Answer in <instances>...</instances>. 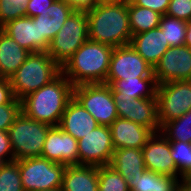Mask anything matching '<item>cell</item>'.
<instances>
[{"label":"cell","instance_id":"1","mask_svg":"<svg viewBox=\"0 0 191 191\" xmlns=\"http://www.w3.org/2000/svg\"><path fill=\"white\" fill-rule=\"evenodd\" d=\"M86 13L88 40L114 48L130 44L132 32L127 2H98Z\"/></svg>","mask_w":191,"mask_h":191},{"label":"cell","instance_id":"2","mask_svg":"<svg viewBox=\"0 0 191 191\" xmlns=\"http://www.w3.org/2000/svg\"><path fill=\"white\" fill-rule=\"evenodd\" d=\"M74 86L61 73L56 79L21 99V111L33 120L59 126Z\"/></svg>","mask_w":191,"mask_h":191},{"label":"cell","instance_id":"3","mask_svg":"<svg viewBox=\"0 0 191 191\" xmlns=\"http://www.w3.org/2000/svg\"><path fill=\"white\" fill-rule=\"evenodd\" d=\"M114 47L87 40L62 67L73 86L105 83Z\"/></svg>","mask_w":191,"mask_h":191},{"label":"cell","instance_id":"4","mask_svg":"<svg viewBox=\"0 0 191 191\" xmlns=\"http://www.w3.org/2000/svg\"><path fill=\"white\" fill-rule=\"evenodd\" d=\"M62 73V68L47 51L30 53L25 62L9 78L13 94L21 100L49 84Z\"/></svg>","mask_w":191,"mask_h":191},{"label":"cell","instance_id":"5","mask_svg":"<svg viewBox=\"0 0 191 191\" xmlns=\"http://www.w3.org/2000/svg\"><path fill=\"white\" fill-rule=\"evenodd\" d=\"M51 127L31 119L21 111L8 130L14 160L41 157Z\"/></svg>","mask_w":191,"mask_h":191},{"label":"cell","instance_id":"6","mask_svg":"<svg viewBox=\"0 0 191 191\" xmlns=\"http://www.w3.org/2000/svg\"><path fill=\"white\" fill-rule=\"evenodd\" d=\"M87 40V13L83 11H73L51 41L47 52L62 68Z\"/></svg>","mask_w":191,"mask_h":191},{"label":"cell","instance_id":"7","mask_svg":"<svg viewBox=\"0 0 191 191\" xmlns=\"http://www.w3.org/2000/svg\"><path fill=\"white\" fill-rule=\"evenodd\" d=\"M66 165L42 157L19 160V172L24 191L62 187Z\"/></svg>","mask_w":191,"mask_h":191},{"label":"cell","instance_id":"8","mask_svg":"<svg viewBox=\"0 0 191 191\" xmlns=\"http://www.w3.org/2000/svg\"><path fill=\"white\" fill-rule=\"evenodd\" d=\"M73 97L95 118L99 125L110 126L118 118L111 86L106 83L74 86Z\"/></svg>","mask_w":191,"mask_h":191},{"label":"cell","instance_id":"9","mask_svg":"<svg viewBox=\"0 0 191 191\" xmlns=\"http://www.w3.org/2000/svg\"><path fill=\"white\" fill-rule=\"evenodd\" d=\"M156 97L158 121L162 126L191 109V80L157 84Z\"/></svg>","mask_w":191,"mask_h":191},{"label":"cell","instance_id":"10","mask_svg":"<svg viewBox=\"0 0 191 191\" xmlns=\"http://www.w3.org/2000/svg\"><path fill=\"white\" fill-rule=\"evenodd\" d=\"M136 77H154L153 67L130 44L114 48L105 83L111 85L116 80Z\"/></svg>","mask_w":191,"mask_h":191},{"label":"cell","instance_id":"11","mask_svg":"<svg viewBox=\"0 0 191 191\" xmlns=\"http://www.w3.org/2000/svg\"><path fill=\"white\" fill-rule=\"evenodd\" d=\"M114 147L110 127L98 125L94 130L78 140L79 165H109Z\"/></svg>","mask_w":191,"mask_h":191},{"label":"cell","instance_id":"12","mask_svg":"<svg viewBox=\"0 0 191 191\" xmlns=\"http://www.w3.org/2000/svg\"><path fill=\"white\" fill-rule=\"evenodd\" d=\"M157 84L191 80V49L186 45L170 47L153 68Z\"/></svg>","mask_w":191,"mask_h":191},{"label":"cell","instance_id":"13","mask_svg":"<svg viewBox=\"0 0 191 191\" xmlns=\"http://www.w3.org/2000/svg\"><path fill=\"white\" fill-rule=\"evenodd\" d=\"M113 98L119 118L147 127L153 133L160 131L156 96L154 98Z\"/></svg>","mask_w":191,"mask_h":191},{"label":"cell","instance_id":"14","mask_svg":"<svg viewBox=\"0 0 191 191\" xmlns=\"http://www.w3.org/2000/svg\"><path fill=\"white\" fill-rule=\"evenodd\" d=\"M146 170L176 177V165L171 156L170 141L160 132H154L142 148Z\"/></svg>","mask_w":191,"mask_h":191},{"label":"cell","instance_id":"15","mask_svg":"<svg viewBox=\"0 0 191 191\" xmlns=\"http://www.w3.org/2000/svg\"><path fill=\"white\" fill-rule=\"evenodd\" d=\"M42 158L64 165H79L78 141L59 126H52L46 136Z\"/></svg>","mask_w":191,"mask_h":191},{"label":"cell","instance_id":"16","mask_svg":"<svg viewBox=\"0 0 191 191\" xmlns=\"http://www.w3.org/2000/svg\"><path fill=\"white\" fill-rule=\"evenodd\" d=\"M73 11L67 2L55 0L41 15L33 17L34 22L38 23L39 52L49 49L51 41Z\"/></svg>","mask_w":191,"mask_h":191},{"label":"cell","instance_id":"17","mask_svg":"<svg viewBox=\"0 0 191 191\" xmlns=\"http://www.w3.org/2000/svg\"><path fill=\"white\" fill-rule=\"evenodd\" d=\"M114 149L143 148L153 132L133 121L117 118L109 126Z\"/></svg>","mask_w":191,"mask_h":191},{"label":"cell","instance_id":"18","mask_svg":"<svg viewBox=\"0 0 191 191\" xmlns=\"http://www.w3.org/2000/svg\"><path fill=\"white\" fill-rule=\"evenodd\" d=\"M98 125L95 118L73 97L67 104L59 127L78 141Z\"/></svg>","mask_w":191,"mask_h":191},{"label":"cell","instance_id":"19","mask_svg":"<svg viewBox=\"0 0 191 191\" xmlns=\"http://www.w3.org/2000/svg\"><path fill=\"white\" fill-rule=\"evenodd\" d=\"M130 45L153 68L171 47L159 27L132 35Z\"/></svg>","mask_w":191,"mask_h":191},{"label":"cell","instance_id":"20","mask_svg":"<svg viewBox=\"0 0 191 191\" xmlns=\"http://www.w3.org/2000/svg\"><path fill=\"white\" fill-rule=\"evenodd\" d=\"M1 29L30 53L39 52L38 23L32 17L23 16L11 20Z\"/></svg>","mask_w":191,"mask_h":191},{"label":"cell","instance_id":"21","mask_svg":"<svg viewBox=\"0 0 191 191\" xmlns=\"http://www.w3.org/2000/svg\"><path fill=\"white\" fill-rule=\"evenodd\" d=\"M61 188L62 191H98V167L67 165Z\"/></svg>","mask_w":191,"mask_h":191},{"label":"cell","instance_id":"22","mask_svg":"<svg viewBox=\"0 0 191 191\" xmlns=\"http://www.w3.org/2000/svg\"><path fill=\"white\" fill-rule=\"evenodd\" d=\"M127 181H133L134 177L142 175L146 170L142 148H118L114 150L109 164Z\"/></svg>","mask_w":191,"mask_h":191},{"label":"cell","instance_id":"23","mask_svg":"<svg viewBox=\"0 0 191 191\" xmlns=\"http://www.w3.org/2000/svg\"><path fill=\"white\" fill-rule=\"evenodd\" d=\"M30 54L0 28V76L10 78Z\"/></svg>","mask_w":191,"mask_h":191},{"label":"cell","instance_id":"24","mask_svg":"<svg viewBox=\"0 0 191 191\" xmlns=\"http://www.w3.org/2000/svg\"><path fill=\"white\" fill-rule=\"evenodd\" d=\"M110 86L113 97L154 98L157 91L155 77L116 80Z\"/></svg>","mask_w":191,"mask_h":191},{"label":"cell","instance_id":"25","mask_svg":"<svg viewBox=\"0 0 191 191\" xmlns=\"http://www.w3.org/2000/svg\"><path fill=\"white\" fill-rule=\"evenodd\" d=\"M182 178L145 170L128 183L130 191H180Z\"/></svg>","mask_w":191,"mask_h":191},{"label":"cell","instance_id":"26","mask_svg":"<svg viewBox=\"0 0 191 191\" xmlns=\"http://www.w3.org/2000/svg\"><path fill=\"white\" fill-rule=\"evenodd\" d=\"M129 14V25L132 35L139 34L145 31L159 27L162 15L127 1Z\"/></svg>","mask_w":191,"mask_h":191},{"label":"cell","instance_id":"27","mask_svg":"<svg viewBox=\"0 0 191 191\" xmlns=\"http://www.w3.org/2000/svg\"><path fill=\"white\" fill-rule=\"evenodd\" d=\"M160 132L168 140L191 143V109L180 118L164 123Z\"/></svg>","mask_w":191,"mask_h":191},{"label":"cell","instance_id":"28","mask_svg":"<svg viewBox=\"0 0 191 191\" xmlns=\"http://www.w3.org/2000/svg\"><path fill=\"white\" fill-rule=\"evenodd\" d=\"M159 28L171 47L185 45L187 22L165 14L161 17Z\"/></svg>","mask_w":191,"mask_h":191},{"label":"cell","instance_id":"29","mask_svg":"<svg viewBox=\"0 0 191 191\" xmlns=\"http://www.w3.org/2000/svg\"><path fill=\"white\" fill-rule=\"evenodd\" d=\"M98 191H130L127 181L110 165L98 167Z\"/></svg>","mask_w":191,"mask_h":191},{"label":"cell","instance_id":"30","mask_svg":"<svg viewBox=\"0 0 191 191\" xmlns=\"http://www.w3.org/2000/svg\"><path fill=\"white\" fill-rule=\"evenodd\" d=\"M171 156L176 165V177L184 178L190 172L191 143L169 140Z\"/></svg>","mask_w":191,"mask_h":191},{"label":"cell","instance_id":"31","mask_svg":"<svg viewBox=\"0 0 191 191\" xmlns=\"http://www.w3.org/2000/svg\"><path fill=\"white\" fill-rule=\"evenodd\" d=\"M0 191H24L19 172V160L7 162L0 169Z\"/></svg>","mask_w":191,"mask_h":191},{"label":"cell","instance_id":"32","mask_svg":"<svg viewBox=\"0 0 191 191\" xmlns=\"http://www.w3.org/2000/svg\"><path fill=\"white\" fill-rule=\"evenodd\" d=\"M28 0H0V28L7 22L26 16Z\"/></svg>","mask_w":191,"mask_h":191},{"label":"cell","instance_id":"33","mask_svg":"<svg viewBox=\"0 0 191 191\" xmlns=\"http://www.w3.org/2000/svg\"><path fill=\"white\" fill-rule=\"evenodd\" d=\"M166 15L185 22L191 21V0H170Z\"/></svg>","mask_w":191,"mask_h":191},{"label":"cell","instance_id":"34","mask_svg":"<svg viewBox=\"0 0 191 191\" xmlns=\"http://www.w3.org/2000/svg\"><path fill=\"white\" fill-rule=\"evenodd\" d=\"M21 112V104L0 105V130L8 131L16 116Z\"/></svg>","mask_w":191,"mask_h":191},{"label":"cell","instance_id":"35","mask_svg":"<svg viewBox=\"0 0 191 191\" xmlns=\"http://www.w3.org/2000/svg\"><path fill=\"white\" fill-rule=\"evenodd\" d=\"M133 5L153 10L161 15H165L170 0H129Z\"/></svg>","mask_w":191,"mask_h":191},{"label":"cell","instance_id":"36","mask_svg":"<svg viewBox=\"0 0 191 191\" xmlns=\"http://www.w3.org/2000/svg\"><path fill=\"white\" fill-rule=\"evenodd\" d=\"M2 104H21V100L15 98L10 79L0 77V105Z\"/></svg>","mask_w":191,"mask_h":191},{"label":"cell","instance_id":"37","mask_svg":"<svg viewBox=\"0 0 191 191\" xmlns=\"http://www.w3.org/2000/svg\"><path fill=\"white\" fill-rule=\"evenodd\" d=\"M55 0H28L26 5V16L35 17L41 15L45 9H48Z\"/></svg>","mask_w":191,"mask_h":191},{"label":"cell","instance_id":"38","mask_svg":"<svg viewBox=\"0 0 191 191\" xmlns=\"http://www.w3.org/2000/svg\"><path fill=\"white\" fill-rule=\"evenodd\" d=\"M0 156L6 162L14 160V153L11 147L10 136L8 131L0 130Z\"/></svg>","mask_w":191,"mask_h":191},{"label":"cell","instance_id":"39","mask_svg":"<svg viewBox=\"0 0 191 191\" xmlns=\"http://www.w3.org/2000/svg\"><path fill=\"white\" fill-rule=\"evenodd\" d=\"M67 2L74 11L87 12L92 10L98 3V0H62Z\"/></svg>","mask_w":191,"mask_h":191},{"label":"cell","instance_id":"40","mask_svg":"<svg viewBox=\"0 0 191 191\" xmlns=\"http://www.w3.org/2000/svg\"><path fill=\"white\" fill-rule=\"evenodd\" d=\"M185 45L191 49V21L187 22Z\"/></svg>","mask_w":191,"mask_h":191},{"label":"cell","instance_id":"41","mask_svg":"<svg viewBox=\"0 0 191 191\" xmlns=\"http://www.w3.org/2000/svg\"><path fill=\"white\" fill-rule=\"evenodd\" d=\"M180 191H191V182L182 180Z\"/></svg>","mask_w":191,"mask_h":191},{"label":"cell","instance_id":"42","mask_svg":"<svg viewBox=\"0 0 191 191\" xmlns=\"http://www.w3.org/2000/svg\"><path fill=\"white\" fill-rule=\"evenodd\" d=\"M182 180L191 182V162H190V172Z\"/></svg>","mask_w":191,"mask_h":191},{"label":"cell","instance_id":"43","mask_svg":"<svg viewBox=\"0 0 191 191\" xmlns=\"http://www.w3.org/2000/svg\"><path fill=\"white\" fill-rule=\"evenodd\" d=\"M129 0H98V2H127Z\"/></svg>","mask_w":191,"mask_h":191},{"label":"cell","instance_id":"44","mask_svg":"<svg viewBox=\"0 0 191 191\" xmlns=\"http://www.w3.org/2000/svg\"><path fill=\"white\" fill-rule=\"evenodd\" d=\"M37 191H62V188H53V189H48V190H37Z\"/></svg>","mask_w":191,"mask_h":191},{"label":"cell","instance_id":"45","mask_svg":"<svg viewBox=\"0 0 191 191\" xmlns=\"http://www.w3.org/2000/svg\"><path fill=\"white\" fill-rule=\"evenodd\" d=\"M7 162L0 156V169L6 164Z\"/></svg>","mask_w":191,"mask_h":191}]
</instances>
